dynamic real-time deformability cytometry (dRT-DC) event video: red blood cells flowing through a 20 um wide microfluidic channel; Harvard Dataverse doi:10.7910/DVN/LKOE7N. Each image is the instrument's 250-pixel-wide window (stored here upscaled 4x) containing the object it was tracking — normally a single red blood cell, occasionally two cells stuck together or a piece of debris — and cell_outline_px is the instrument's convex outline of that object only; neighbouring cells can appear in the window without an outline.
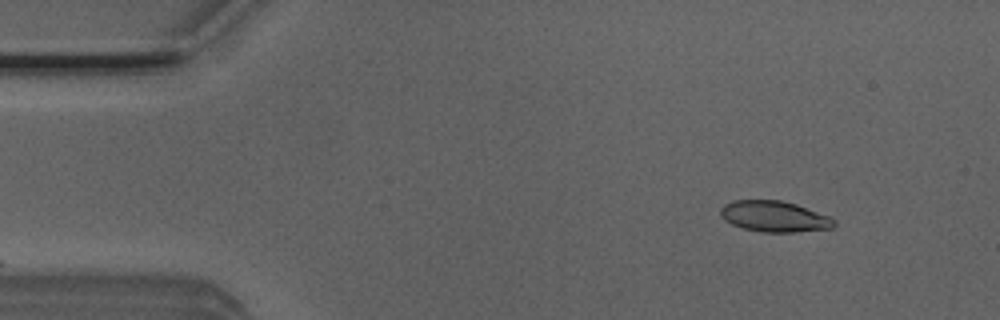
{"species": "Egyptian fruit bat (a non-hibernating species)", "species_latin": "Rousettus aegyptiacus", "temperature_condition": "room temperature", "stored_images_in_passage": 5, "camera_frame_rate_fps": 3000, "um_per_image_px": 0.085, "animal": {"sex": "male"}, "frame": {"image": 1, "passage_image": 2, "time_ms": 0.333, "image_size_px": [1000, 320], "cell_outline_px": [[836, 224], [832, 228], [796, 232], [764, 232], [744, 228], [732, 224], [724, 220], [720, 216], [720, 208], [724, 204], [732, 200], [780, 200], [796, 204], [828, 216], [836, 220]], "centroid_in_image_um": [65.8, 18.39], "position_along_channel_um": 19.2, "area_um2": 20.46}}